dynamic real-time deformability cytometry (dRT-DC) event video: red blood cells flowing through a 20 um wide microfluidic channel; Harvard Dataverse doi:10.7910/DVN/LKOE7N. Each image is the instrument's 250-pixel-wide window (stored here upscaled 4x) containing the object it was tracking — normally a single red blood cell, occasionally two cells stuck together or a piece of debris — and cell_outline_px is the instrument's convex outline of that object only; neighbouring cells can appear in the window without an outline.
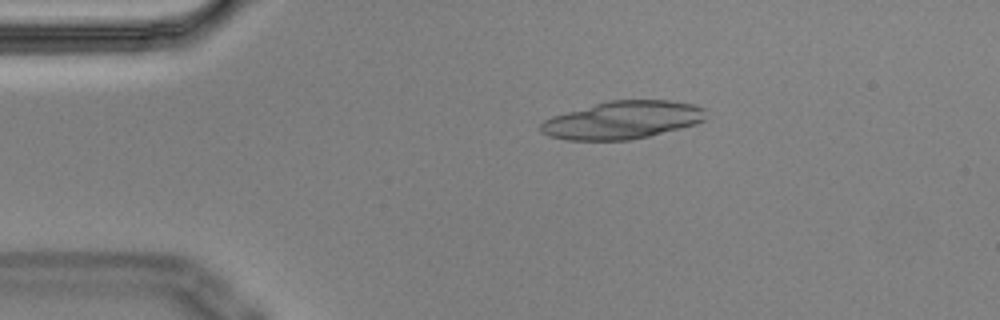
{"species": "Egyptian fruit bat (a non-hibernating species)", "species_latin": "Rousettus aegyptiacus", "temperature_condition": "cold", "stored_images_in_passage": 4, "camera_frame_rate_fps": 3000, "um_per_image_px": 0.085, "animal": {"sex": "male"}, "frame": {"image": 1, "passage_image": 3, "time_ms": 0.667, "image_size_px": [1000, 320], "cell_outline_px": [[704, 120], [696, 124], [648, 136], [628, 140], [568, 140], [548, 136], [540, 132], [540, 124], [544, 120], [552, 116], [596, 104], [612, 100], [668, 100], [692, 104], [704, 108]], "centroid_in_image_um": [52.89, 10.21], "position_along_channel_um": 32.1, "area_um2": 36.01}}